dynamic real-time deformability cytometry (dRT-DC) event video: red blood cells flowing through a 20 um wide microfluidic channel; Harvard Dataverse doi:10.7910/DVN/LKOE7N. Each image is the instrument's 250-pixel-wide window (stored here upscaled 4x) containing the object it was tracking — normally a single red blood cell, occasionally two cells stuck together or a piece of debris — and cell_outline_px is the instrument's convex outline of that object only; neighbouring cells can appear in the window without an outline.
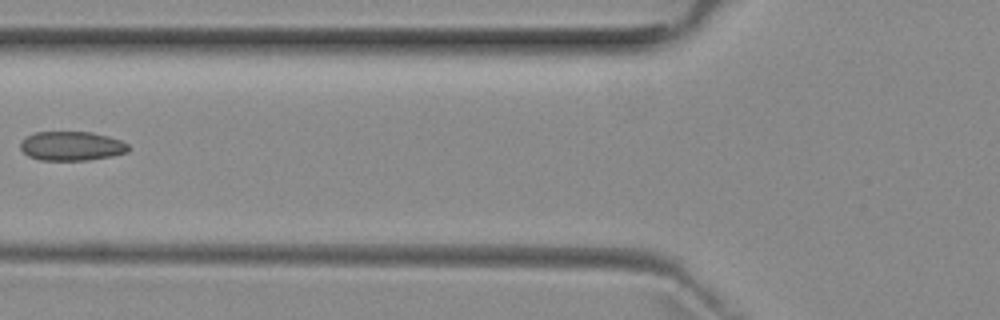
{"species": "common noctule bat (a hibernating species)", "species_latin": "Nyctalus noctula", "temperature_condition": "room temperature", "stored_images_in_passage": 4, "camera_frame_rate_fps": 3000, "um_per_image_px": 0.085, "animal": {"sex": "female", "body_mass_g": 29.2, "forearm_length_mm": 56.3}, "frame": {"image": 1, "passage_image": 3, "time_ms": 2.333, "image_size_px": [1000, 320], "cell_outline_px": [[132, 148], [128, 152], [112, 156], [88, 160], [40, 160], [28, 156], [20, 148], [20, 140], [36, 132], [92, 132], [108, 136], [120, 140], [128, 144]], "centroid_in_image_um": [6.11, 12.41], "position_along_channel_um": 119.7, "area_um2": 18.5}}
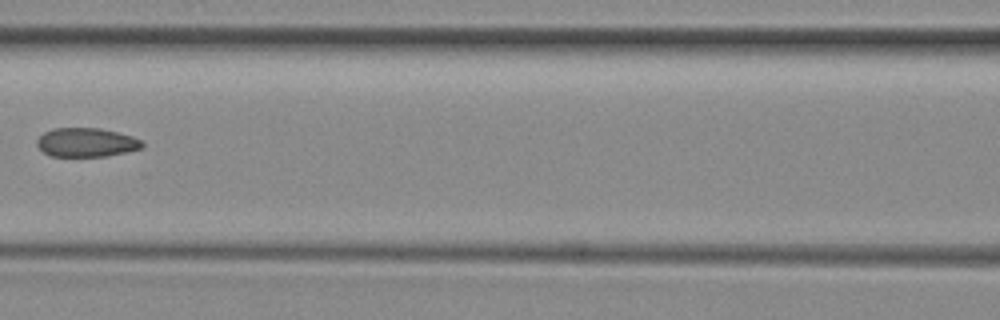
{"frame": {"image": 2, "passage_image": 4, "time_ms": 3.333, "image_size_px": [1000, 320], "cell_outline_px": [[144, 148], [128, 152], [108, 156], [52, 156], [44, 152], [36, 144], [36, 140], [44, 132], [52, 128], [100, 128], [132, 136], [140, 140], [144, 144]], "centroid_in_image_um": [7.36, 12.1], "position_along_channel_um": 159.2, "area_um2": 17.8}}